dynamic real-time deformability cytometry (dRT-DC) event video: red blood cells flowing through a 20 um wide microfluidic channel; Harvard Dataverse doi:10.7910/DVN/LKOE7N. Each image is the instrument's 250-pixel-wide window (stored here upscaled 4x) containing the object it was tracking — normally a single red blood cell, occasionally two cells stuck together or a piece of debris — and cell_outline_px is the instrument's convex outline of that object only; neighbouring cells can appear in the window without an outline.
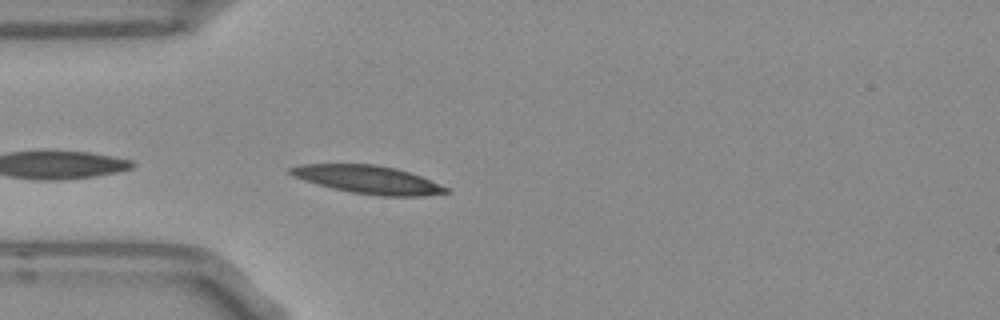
{"species": "Egyptian fruit bat (a non-hibernating species)", "species_latin": "Rousettus aegyptiacus", "temperature_condition": "room temperature", "stored_images_in_passage": 7, "camera_frame_rate_fps": 3000, "um_per_image_px": 0.085, "frame": {"image": 1, "passage_image": 2, "time_ms": 0.333, "image_size_px": [1000, 320], "cell_outline_px": [[452, 192], [424, 196], [380, 196], [352, 192], [332, 188], [304, 180], [292, 176], [288, 172], [288, 168], [300, 164], [376, 164], [396, 168], [420, 176], [448, 188]], "centroid_in_image_um": [31.27, 15.26], "position_along_channel_um": 53.7, "area_um2": 25.37}}
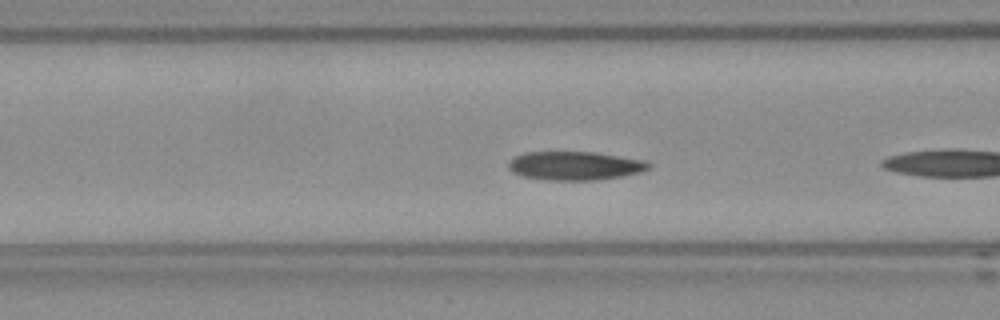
{"frame": {"image": 2, "passage_image": 5, "time_ms": 1.333, "image_size_px": [1000, 320], "cell_outline_px": [[652, 164], [648, 168], [640, 172], [620, 176], [596, 180], [548, 180], [524, 176], [512, 172], [508, 168], [508, 164], [516, 156], [528, 152], [596, 152], [648, 160]], "centroid_in_image_um": [48.92, 14.08], "position_along_channel_um": 117.7, "area_um2": 23.35}}